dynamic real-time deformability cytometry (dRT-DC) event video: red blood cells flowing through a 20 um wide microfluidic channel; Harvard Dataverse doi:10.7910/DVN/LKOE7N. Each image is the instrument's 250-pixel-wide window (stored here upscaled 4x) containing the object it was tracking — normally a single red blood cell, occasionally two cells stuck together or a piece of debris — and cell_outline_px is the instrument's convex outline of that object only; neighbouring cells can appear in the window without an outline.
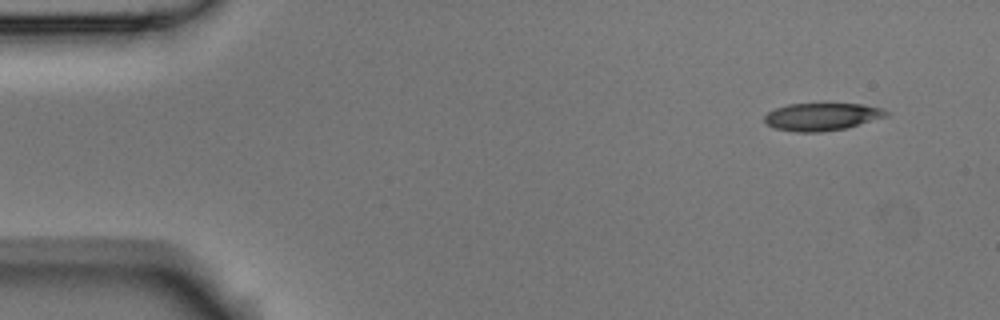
{"species": "Egyptian fruit bat (a non-hibernating species)", "species_latin": "Rousettus aegyptiacus", "temperature_condition": "room temperature", "stored_images_in_passage": 5, "camera_frame_rate_fps": 3000, "um_per_image_px": 0.085, "animal": {"sex": "male"}, "frame": {"image": 1, "passage_image": 1, "time_ms": 0.0, "image_size_px": [1000, 320], "cell_outline_px": [[888, 116], [844, 128], [820, 132], [796, 132], [776, 128], [768, 124], [764, 120], [764, 116], [768, 112], [776, 108], [788, 104], [860, 104], [884, 108], [888, 112]], "centroid_in_image_um": [69.86, 9.91], "position_along_channel_um": 15.1, "area_um2": 19.31}}
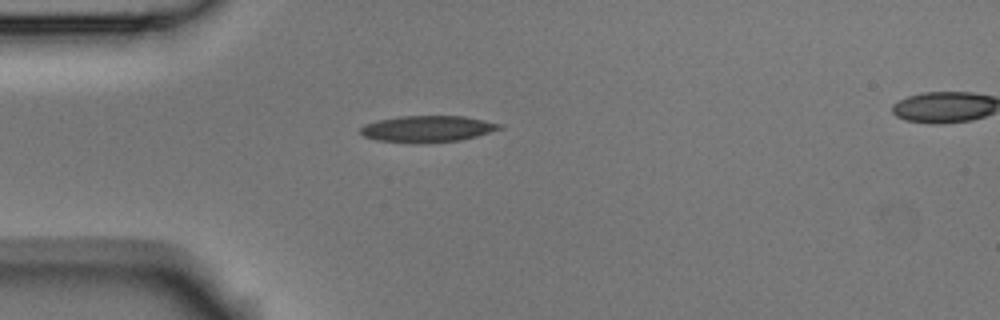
{"frame": {"image": 2, "passage_image": 4, "time_ms": 1.0, "image_size_px": [1000, 320], "cell_outline_px": [[504, 128], [476, 136], [460, 140], [420, 144], [376, 140], [364, 136], [360, 132], [360, 128], [364, 124], [380, 120], [400, 116], [464, 116], [484, 120], [500, 124]], "centroid_in_image_um": [36.33, 10.96], "position_along_channel_um": 48.7, "area_um2": 21.44}}